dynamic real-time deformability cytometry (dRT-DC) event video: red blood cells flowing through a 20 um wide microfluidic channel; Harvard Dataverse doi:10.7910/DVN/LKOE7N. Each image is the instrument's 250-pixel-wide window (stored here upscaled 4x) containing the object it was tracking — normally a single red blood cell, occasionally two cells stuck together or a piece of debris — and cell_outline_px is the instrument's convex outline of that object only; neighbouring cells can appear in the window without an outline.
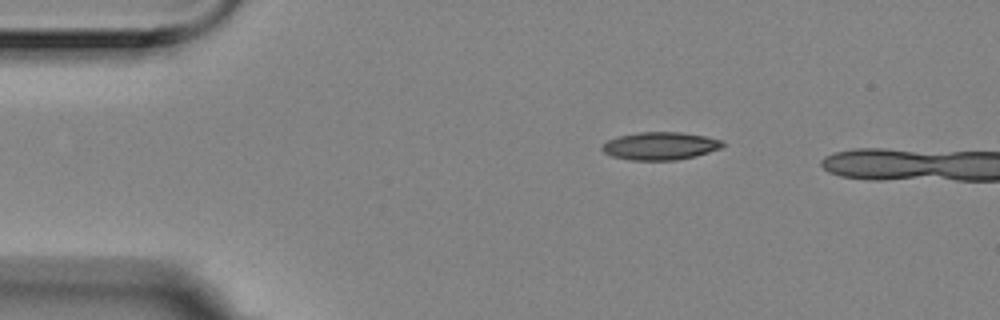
{"species": "Egyptian fruit bat (a non-hibernating species)", "species_latin": "Rousettus aegyptiacus", "temperature_condition": "room temperature", "stored_images_in_passage": 3, "camera_frame_rate_fps": 3000, "um_per_image_px": 0.085, "animal": {"sex": "female"}, "frame": {"image": 1, "passage_image": 1, "time_ms": 0.0, "image_size_px": [1000, 320], "cell_outline_px": [[724, 144], [720, 148], [696, 156], [676, 160], [632, 160], [612, 156], [604, 152], [600, 148], [608, 140], [620, 136], [636, 132], [680, 132], [704, 136], [724, 140]], "centroid_in_image_um": [56.12, 12.4], "position_along_channel_um": 28.9, "area_um2": 19.42}}